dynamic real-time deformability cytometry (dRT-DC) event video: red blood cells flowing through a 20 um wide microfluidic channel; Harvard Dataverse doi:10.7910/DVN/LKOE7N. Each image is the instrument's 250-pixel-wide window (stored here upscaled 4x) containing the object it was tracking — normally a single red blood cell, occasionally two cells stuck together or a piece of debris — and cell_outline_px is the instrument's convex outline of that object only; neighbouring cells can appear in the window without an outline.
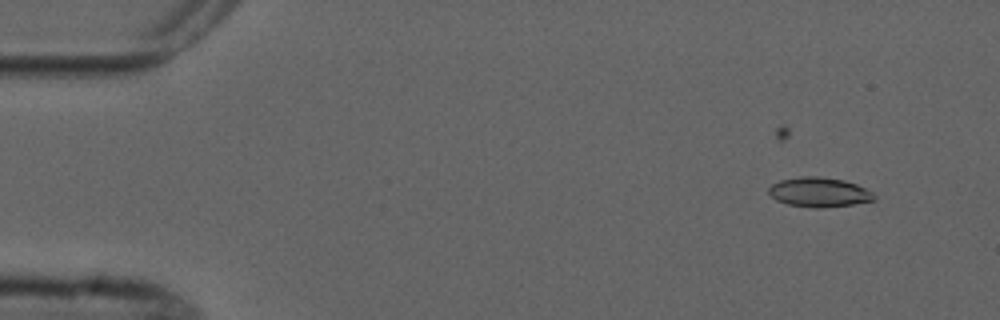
{"species": "common noctule bat (a hibernating species)", "species_latin": "Nyctalus noctula", "temperature_condition": "cold", "stored_images_in_passage": 8, "camera_frame_rate_fps": 3000, "um_per_image_px": 0.085, "animal": {"sex": "male", "forearm_length_mm": 52.5}, "frame": {"image": 1, "passage_image": 3, "time_ms": 2.333, "image_size_px": [1000, 320], "cell_outline_px": [[876, 200], [852, 204], [824, 208], [812, 208], [788, 204], [776, 200], [768, 192], [768, 188], [772, 184], [780, 180], [800, 176], [820, 176], [844, 180], [856, 184], [872, 192], [876, 196]], "centroid_in_image_um": [69.62, 16.33], "position_along_channel_um": 15.4, "area_um2": 18.26}}
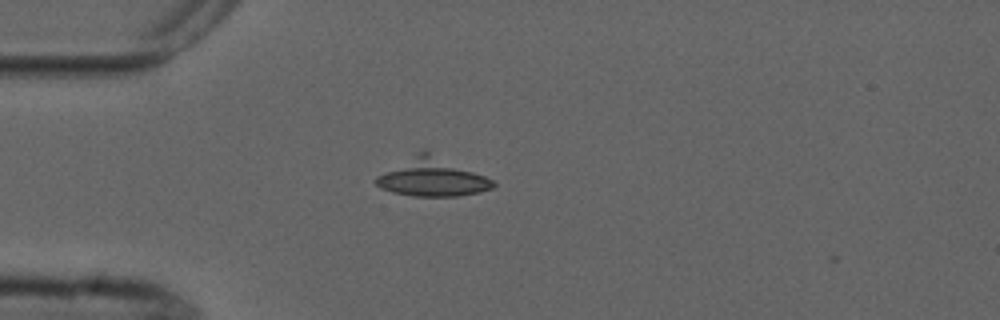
{"frame": {"image": 2, "passage_image": 5, "time_ms": 5.667, "image_size_px": [1000, 320], "cell_outline_px": [[496, 184], [492, 188], [480, 192], [460, 196], [412, 196], [392, 192], [380, 188], [372, 180], [376, 176], [416, 152], [424, 148], [484, 176], [492, 180]], "centroid_in_image_um": [36.69, 15.07], "position_along_channel_um": 48.3, "area_um2": 26.01}}
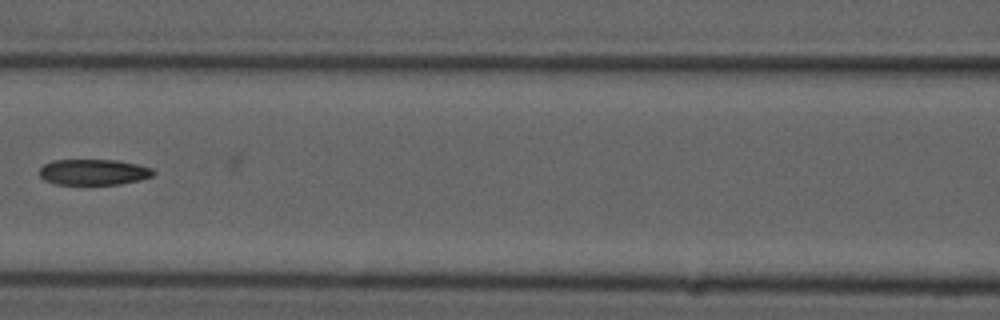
{"frame": {"image": 3, "passage_image": 8, "time_ms": 9.0, "image_size_px": [1000, 320], "cell_outline_px": [[156, 172], [152, 176], [140, 180], [120, 184], [56, 184], [44, 180], [40, 176], [40, 168], [44, 164], [52, 160], [116, 160], [136, 164], [152, 168]], "centroid_in_image_um": [7.96, 14.62], "position_along_channel_um": 158.6, "area_um2": 17.11}}